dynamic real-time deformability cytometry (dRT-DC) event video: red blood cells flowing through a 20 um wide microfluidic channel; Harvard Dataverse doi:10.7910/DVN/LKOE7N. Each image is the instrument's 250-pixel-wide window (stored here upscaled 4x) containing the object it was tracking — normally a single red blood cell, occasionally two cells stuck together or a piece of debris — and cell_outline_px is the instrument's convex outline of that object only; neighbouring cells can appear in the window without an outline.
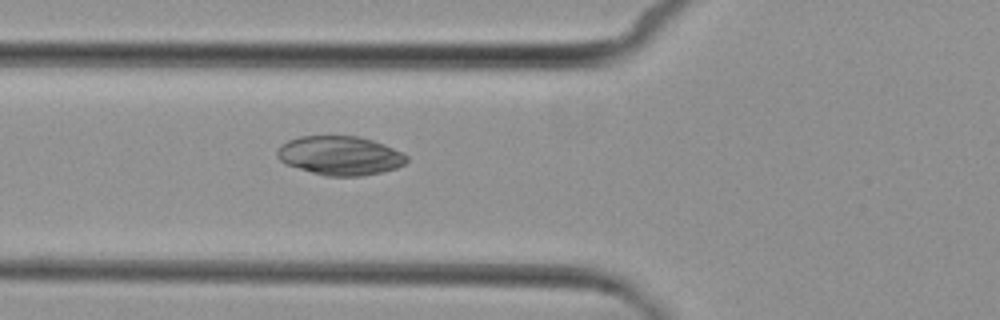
{"species": "common noctule bat (a hibernating species)", "species_latin": "Nyctalus noctula", "temperature_condition": "cold", "stored_images_in_passage": 4, "camera_frame_rate_fps": 3000, "um_per_image_px": 0.085, "animal": {"sex": "female", "body_mass_g": 29.2, "forearm_length_mm": 56.3}, "frame": {"image": 1, "passage_image": 4, "time_ms": 3.667, "image_size_px": [1000, 320], "cell_outline_px": [[408, 160], [404, 164], [396, 168], [380, 172], [360, 176], [328, 176], [312, 172], [284, 164], [276, 156], [276, 152], [280, 144], [288, 140], [300, 136], [360, 136], [384, 144], [404, 152], [408, 156]], "centroid_in_image_um": [28.9, 13.21], "position_along_channel_um": 96.9, "area_um2": 29.59}}